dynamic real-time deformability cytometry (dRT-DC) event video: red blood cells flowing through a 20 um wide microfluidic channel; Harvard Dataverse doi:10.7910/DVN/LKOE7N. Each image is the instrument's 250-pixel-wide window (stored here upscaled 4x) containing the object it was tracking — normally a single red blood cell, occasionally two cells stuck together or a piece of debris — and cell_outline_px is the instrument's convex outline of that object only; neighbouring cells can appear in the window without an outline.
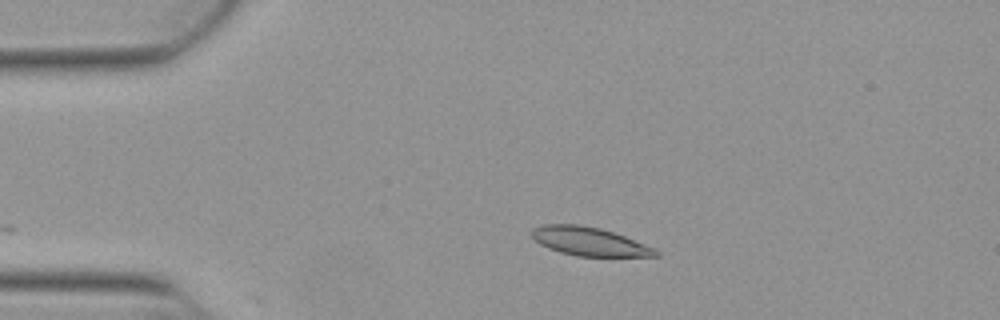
{"species": "Egyptian fruit bat (a non-hibernating species)", "species_latin": "Rousettus aegyptiacus", "temperature_condition": "warm", "stored_images_in_passage": 44, "camera_frame_rate_fps": 3000, "um_per_image_px": 0.085, "animal": {"sex": "female"}, "frame": {"image": 1, "passage_image": 2, "time_ms": 0.333, "image_size_px": [1000, 320], "cell_outline_px": [[660, 256], [576, 256], [560, 252], [548, 248], [540, 244], [532, 236], [532, 228], [544, 224], [576, 224], [600, 228], [624, 236], [656, 248], [660, 252]], "centroid_in_image_um": [50.1, 20.52], "position_along_channel_um": 34.9, "area_um2": 20.52}}
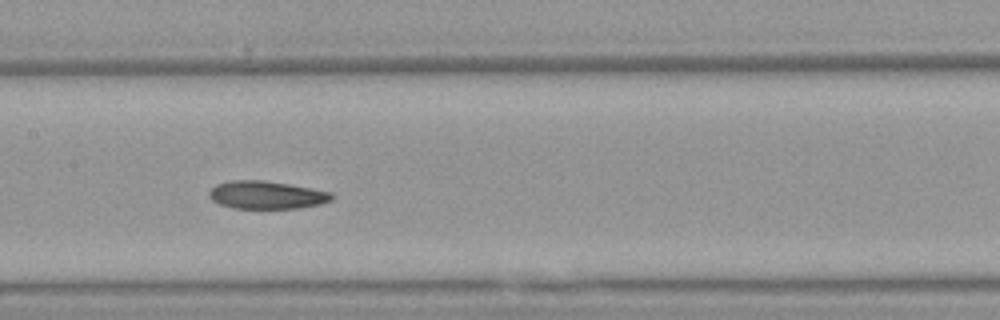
{"frame": {"image": 2, "passage_image": 17, "time_ms": 5.333, "image_size_px": [1000, 320], "cell_outline_px": [[332, 200], [320, 204], [300, 208], [232, 208], [220, 204], [212, 200], [208, 192], [216, 184], [232, 180], [260, 180], [288, 184], [312, 188], [332, 192]], "centroid_in_image_um": [22.66, 16.57], "position_along_channel_um": 184.7, "area_um2": 19.83}}
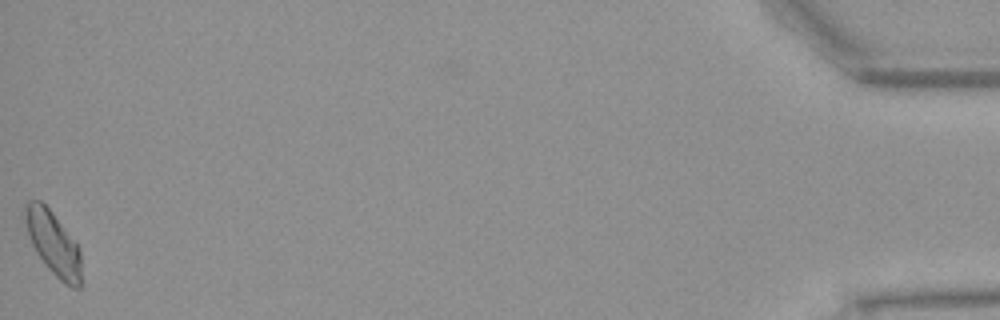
{"frame": {"image": 3, "passage_image": 44, "time_ms": 14.333, "image_size_px": [1000, 320], "cell_outline_px": [[80, 288], [72, 288], [64, 284], [48, 268], [36, 252], [32, 244], [24, 220], [24, 208], [28, 200], [40, 200], [52, 212], [80, 248]], "centroid_in_image_um": [4.52, 20.68], "position_along_channel_um": 430.7, "area_um2": 20.58}, "authors_computed_cell_mechanics": {"area_um2": 20.2878, "velocity_mm_per_s": 3.838, "shape_relaxation_time_tau1_ms": null, "shape_relaxation_time_tau2_ms": 5.0135, "deformation_change_tau1": null, "deformation_change_tau2": 0.1024}}